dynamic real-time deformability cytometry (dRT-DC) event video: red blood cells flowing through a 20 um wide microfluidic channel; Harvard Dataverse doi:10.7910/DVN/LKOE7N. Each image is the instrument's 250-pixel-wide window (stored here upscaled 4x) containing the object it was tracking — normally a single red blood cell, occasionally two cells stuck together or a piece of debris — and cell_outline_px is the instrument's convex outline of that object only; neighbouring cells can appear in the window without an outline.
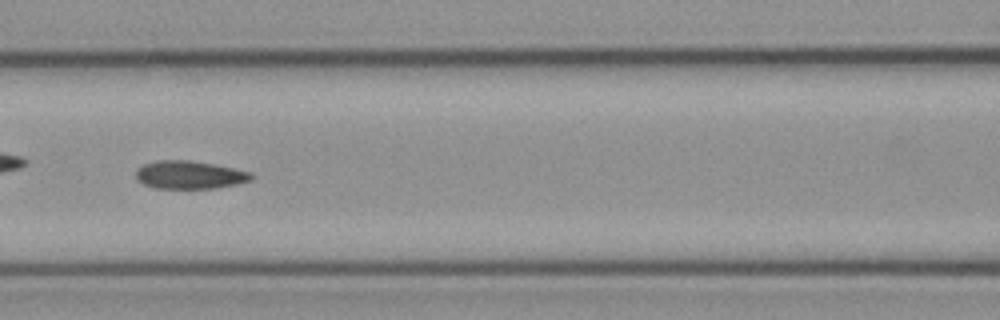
{"species": "common noctule bat (a hibernating species)", "species_latin": "Nyctalus noctula", "temperature_condition": "cold", "stored_images_in_passage": 54, "camera_frame_rate_fps": 3000, "um_per_image_px": 0.085, "animal": {"sex": "female", "body_mass_g": 21.9}, "frame": {"image": 1, "passage_image": 24, "time_ms": 7.667, "image_size_px": [1000, 320], "cell_outline_px": [[256, 176], [252, 180], [236, 184], [216, 188], [156, 188], [144, 184], [136, 180], [136, 168], [144, 164], [156, 160], [192, 160], [216, 164], [252, 172]], "centroid_in_image_um": [16.14, 14.85], "position_along_channel_um": 150.5, "area_um2": 19.13}, "authors_computed_cell_mechanics": {"area_um2": 19.1029, "velocity_mm_per_s": 3.8334, "shape_relaxation_time_tau1_ms": null, "shape_relaxation_time_tau2_ms": 3.5179, "deformation_change_tau1": null, "deformation_change_tau2": 0.0777}}